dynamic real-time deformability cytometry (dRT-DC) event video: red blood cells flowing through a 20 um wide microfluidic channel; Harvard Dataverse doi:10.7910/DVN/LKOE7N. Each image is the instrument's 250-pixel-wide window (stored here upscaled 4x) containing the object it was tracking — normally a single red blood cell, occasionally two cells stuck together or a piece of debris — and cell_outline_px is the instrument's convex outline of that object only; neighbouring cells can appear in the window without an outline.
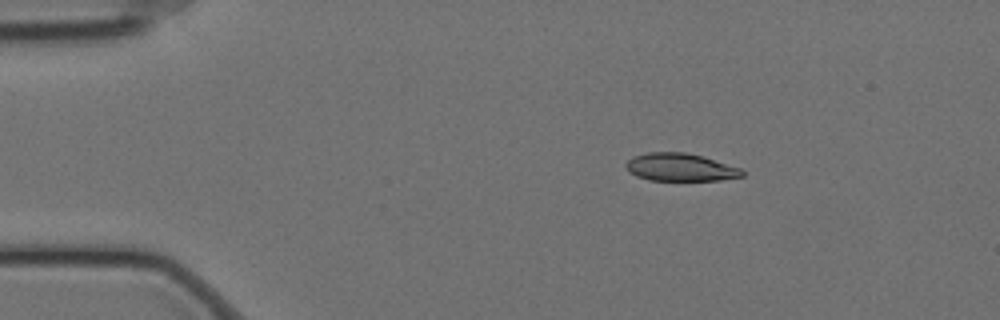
{"species": "Egyptian fruit bat (a non-hibernating species)", "species_latin": "Rousettus aegyptiacus", "temperature_condition": "cold", "stored_images_in_passage": 49, "camera_frame_rate_fps": 3000, "um_per_image_px": 0.085, "animal": {"sex": "female"}, "frame": {"image": 1, "passage_image": 1, "time_ms": 0.0, "image_size_px": [1000, 320], "cell_outline_px": [[744, 176], [720, 180], [648, 180], [636, 176], [628, 172], [624, 164], [632, 156], [648, 152], [684, 152], [704, 156], [740, 168], [744, 172]], "centroid_in_image_um": [57.79, 14.21], "position_along_channel_um": 27.2, "area_um2": 18.96}}
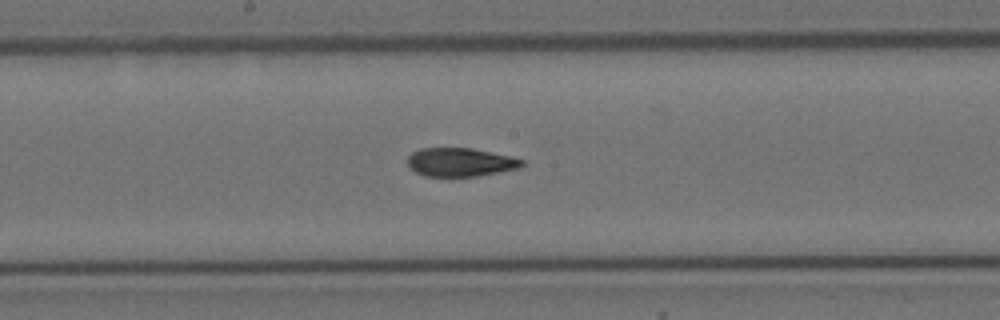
{"frame": {"image": 2, "passage_image": 22, "time_ms": 7.0, "image_size_px": [1000, 320], "cell_outline_px": [[524, 164], [520, 168], [500, 172], [476, 176], [424, 176], [416, 172], [408, 164], [408, 156], [412, 152], [420, 148], [472, 148], [512, 156], [524, 160]], "centroid_in_image_um": [39.16, 13.78], "position_along_channel_um": 209.0, "area_um2": 19.07}}
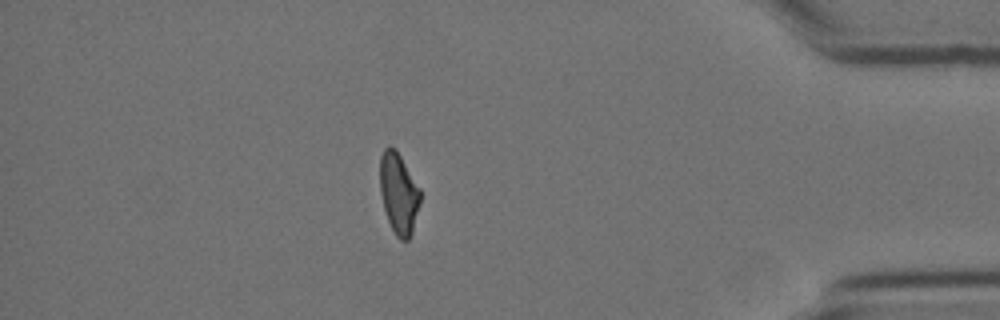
{"frame": {"image": 3, "passage_image": 42, "time_ms": 13.667, "image_size_px": [1000, 320], "cell_outline_px": [[420, 200], [412, 232], [408, 240], [400, 240], [396, 236], [388, 220], [384, 208], [380, 192], [380, 156], [384, 148], [388, 144], [396, 148], [420, 188]], "centroid_in_image_um": [33.87, 16.38], "position_along_channel_um": 401.3, "area_um2": 19.02}, "authors_computed_cell_mechanics": {"area_um2": 19.8832, "velocity_mm_per_s": 3.4782, "shape_relaxation_time_tau1_ms": 6.1847, "shape_relaxation_time_tau2_ms": 3.0683, "deformation_change_tau1": 0.1923, "deformation_change_tau2": 0.0998}}